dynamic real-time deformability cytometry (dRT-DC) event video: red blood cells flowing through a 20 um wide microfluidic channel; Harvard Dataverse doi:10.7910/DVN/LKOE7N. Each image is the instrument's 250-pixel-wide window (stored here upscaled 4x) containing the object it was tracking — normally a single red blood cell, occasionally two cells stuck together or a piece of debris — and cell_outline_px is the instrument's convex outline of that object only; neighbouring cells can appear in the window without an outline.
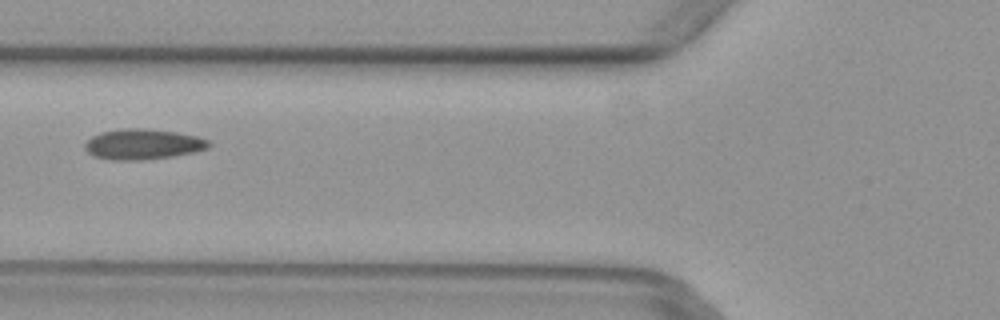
{"species": "common noctule bat (a hibernating species)", "species_latin": "Nyctalus noctula", "temperature_condition": "warm", "stored_images_in_passage": 6, "camera_frame_rate_fps": 3000, "um_per_image_px": 0.085, "animal": {"sex": "female", "body_mass_g": 29.2, "forearm_length_mm": 56.3}, "frame": {"image": 1, "passage_image": 5, "time_ms": 1.333, "image_size_px": [1000, 320], "cell_outline_px": [[212, 144], [208, 148], [192, 152], [172, 156], [140, 160], [112, 160], [92, 156], [84, 148], [84, 144], [92, 136], [100, 132], [120, 128], [148, 128], [176, 132], [196, 136], [208, 140]], "centroid_in_image_um": [12.11, 12.25], "position_along_channel_um": 113.7, "area_um2": 22.08}}